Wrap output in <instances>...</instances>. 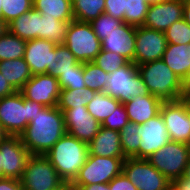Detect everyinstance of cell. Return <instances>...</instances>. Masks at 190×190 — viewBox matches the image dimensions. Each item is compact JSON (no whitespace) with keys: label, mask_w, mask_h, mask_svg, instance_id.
Segmentation results:
<instances>
[{"label":"cell","mask_w":190,"mask_h":190,"mask_svg":"<svg viewBox=\"0 0 190 190\" xmlns=\"http://www.w3.org/2000/svg\"><path fill=\"white\" fill-rule=\"evenodd\" d=\"M66 133L64 114L56 107H45L20 134L31 155H45Z\"/></svg>","instance_id":"6da1fadb"},{"label":"cell","mask_w":190,"mask_h":190,"mask_svg":"<svg viewBox=\"0 0 190 190\" xmlns=\"http://www.w3.org/2000/svg\"><path fill=\"white\" fill-rule=\"evenodd\" d=\"M45 156L69 186L87 161L89 156L88 144L66 132Z\"/></svg>","instance_id":"7a4b0ae2"},{"label":"cell","mask_w":190,"mask_h":190,"mask_svg":"<svg viewBox=\"0 0 190 190\" xmlns=\"http://www.w3.org/2000/svg\"><path fill=\"white\" fill-rule=\"evenodd\" d=\"M150 94L163 102L184 98L183 81L164 63L162 59L137 66Z\"/></svg>","instance_id":"3957f363"},{"label":"cell","mask_w":190,"mask_h":190,"mask_svg":"<svg viewBox=\"0 0 190 190\" xmlns=\"http://www.w3.org/2000/svg\"><path fill=\"white\" fill-rule=\"evenodd\" d=\"M24 190H69L45 155H30L20 179Z\"/></svg>","instance_id":"277c9868"},{"label":"cell","mask_w":190,"mask_h":190,"mask_svg":"<svg viewBox=\"0 0 190 190\" xmlns=\"http://www.w3.org/2000/svg\"><path fill=\"white\" fill-rule=\"evenodd\" d=\"M64 45L80 63L92 62L101 52V41L94 33L90 22H70Z\"/></svg>","instance_id":"5b68a950"},{"label":"cell","mask_w":190,"mask_h":190,"mask_svg":"<svg viewBox=\"0 0 190 190\" xmlns=\"http://www.w3.org/2000/svg\"><path fill=\"white\" fill-rule=\"evenodd\" d=\"M190 154V145L169 141L147 160L172 183L184 175Z\"/></svg>","instance_id":"8992f818"},{"label":"cell","mask_w":190,"mask_h":190,"mask_svg":"<svg viewBox=\"0 0 190 190\" xmlns=\"http://www.w3.org/2000/svg\"><path fill=\"white\" fill-rule=\"evenodd\" d=\"M105 92L121 103L139 95L150 94L143 78L138 73L137 66L132 62L109 74Z\"/></svg>","instance_id":"52a82bcc"},{"label":"cell","mask_w":190,"mask_h":190,"mask_svg":"<svg viewBox=\"0 0 190 190\" xmlns=\"http://www.w3.org/2000/svg\"><path fill=\"white\" fill-rule=\"evenodd\" d=\"M126 157H99L89 155L78 176L69 186L108 184L123 171Z\"/></svg>","instance_id":"ba28073f"},{"label":"cell","mask_w":190,"mask_h":190,"mask_svg":"<svg viewBox=\"0 0 190 190\" xmlns=\"http://www.w3.org/2000/svg\"><path fill=\"white\" fill-rule=\"evenodd\" d=\"M138 190H171L173 183L147 159L126 158L123 171Z\"/></svg>","instance_id":"9c48e42d"},{"label":"cell","mask_w":190,"mask_h":190,"mask_svg":"<svg viewBox=\"0 0 190 190\" xmlns=\"http://www.w3.org/2000/svg\"><path fill=\"white\" fill-rule=\"evenodd\" d=\"M0 124L9 135L20 136L27 127V98L20 91L0 99Z\"/></svg>","instance_id":"30bf717a"},{"label":"cell","mask_w":190,"mask_h":190,"mask_svg":"<svg viewBox=\"0 0 190 190\" xmlns=\"http://www.w3.org/2000/svg\"><path fill=\"white\" fill-rule=\"evenodd\" d=\"M170 140L190 145V123L187 116V101L163 102L160 109Z\"/></svg>","instance_id":"8fae6325"},{"label":"cell","mask_w":190,"mask_h":190,"mask_svg":"<svg viewBox=\"0 0 190 190\" xmlns=\"http://www.w3.org/2000/svg\"><path fill=\"white\" fill-rule=\"evenodd\" d=\"M135 40L134 64L136 66L162 59L167 47V40L163 31L138 26L136 27Z\"/></svg>","instance_id":"7c38bea8"},{"label":"cell","mask_w":190,"mask_h":190,"mask_svg":"<svg viewBox=\"0 0 190 190\" xmlns=\"http://www.w3.org/2000/svg\"><path fill=\"white\" fill-rule=\"evenodd\" d=\"M1 165L5 178L20 180L31 155L19 135H8L0 141Z\"/></svg>","instance_id":"4fadbf2b"},{"label":"cell","mask_w":190,"mask_h":190,"mask_svg":"<svg viewBox=\"0 0 190 190\" xmlns=\"http://www.w3.org/2000/svg\"><path fill=\"white\" fill-rule=\"evenodd\" d=\"M24 98L45 107H56L61 88L56 77L45 73L33 75L20 90Z\"/></svg>","instance_id":"5bb4252c"},{"label":"cell","mask_w":190,"mask_h":190,"mask_svg":"<svg viewBox=\"0 0 190 190\" xmlns=\"http://www.w3.org/2000/svg\"><path fill=\"white\" fill-rule=\"evenodd\" d=\"M137 132L141 140L139 159H147L170 141L167 128L160 113L144 124L138 125Z\"/></svg>","instance_id":"9a60e30c"},{"label":"cell","mask_w":190,"mask_h":190,"mask_svg":"<svg viewBox=\"0 0 190 190\" xmlns=\"http://www.w3.org/2000/svg\"><path fill=\"white\" fill-rule=\"evenodd\" d=\"M60 110L64 114L68 134L87 144L98 134L101 124L89 114L87 108Z\"/></svg>","instance_id":"2e32d148"},{"label":"cell","mask_w":190,"mask_h":190,"mask_svg":"<svg viewBox=\"0 0 190 190\" xmlns=\"http://www.w3.org/2000/svg\"><path fill=\"white\" fill-rule=\"evenodd\" d=\"M183 12L184 0L150 4L143 26L164 32L175 21L183 19Z\"/></svg>","instance_id":"e0dca14e"},{"label":"cell","mask_w":190,"mask_h":190,"mask_svg":"<svg viewBox=\"0 0 190 190\" xmlns=\"http://www.w3.org/2000/svg\"><path fill=\"white\" fill-rule=\"evenodd\" d=\"M136 27L123 23L115 28L107 37L101 41V49L123 56L129 62L134 63L136 47Z\"/></svg>","instance_id":"ac0fdd59"},{"label":"cell","mask_w":190,"mask_h":190,"mask_svg":"<svg viewBox=\"0 0 190 190\" xmlns=\"http://www.w3.org/2000/svg\"><path fill=\"white\" fill-rule=\"evenodd\" d=\"M56 44L46 39H33L26 42L24 60L32 75L51 72L52 50Z\"/></svg>","instance_id":"d6986e66"},{"label":"cell","mask_w":190,"mask_h":190,"mask_svg":"<svg viewBox=\"0 0 190 190\" xmlns=\"http://www.w3.org/2000/svg\"><path fill=\"white\" fill-rule=\"evenodd\" d=\"M163 101L153 94L139 95L123 103L129 122L137 125L144 124L160 113Z\"/></svg>","instance_id":"ffe728a7"},{"label":"cell","mask_w":190,"mask_h":190,"mask_svg":"<svg viewBox=\"0 0 190 190\" xmlns=\"http://www.w3.org/2000/svg\"><path fill=\"white\" fill-rule=\"evenodd\" d=\"M88 149L89 155L125 157L120 144V132L102 126L98 134L88 143Z\"/></svg>","instance_id":"44dd1931"},{"label":"cell","mask_w":190,"mask_h":190,"mask_svg":"<svg viewBox=\"0 0 190 190\" xmlns=\"http://www.w3.org/2000/svg\"><path fill=\"white\" fill-rule=\"evenodd\" d=\"M40 26L41 13L34 8L7 24L10 33L25 41L40 39Z\"/></svg>","instance_id":"7402d4cb"},{"label":"cell","mask_w":190,"mask_h":190,"mask_svg":"<svg viewBox=\"0 0 190 190\" xmlns=\"http://www.w3.org/2000/svg\"><path fill=\"white\" fill-rule=\"evenodd\" d=\"M162 60L184 82L190 72V43L167 44Z\"/></svg>","instance_id":"603a6c76"},{"label":"cell","mask_w":190,"mask_h":190,"mask_svg":"<svg viewBox=\"0 0 190 190\" xmlns=\"http://www.w3.org/2000/svg\"><path fill=\"white\" fill-rule=\"evenodd\" d=\"M0 73L16 91H20L33 76L24 58L1 61Z\"/></svg>","instance_id":"cb8c5ba5"},{"label":"cell","mask_w":190,"mask_h":190,"mask_svg":"<svg viewBox=\"0 0 190 190\" xmlns=\"http://www.w3.org/2000/svg\"><path fill=\"white\" fill-rule=\"evenodd\" d=\"M33 8L42 15L63 22L74 20L72 0H33Z\"/></svg>","instance_id":"d4e9b609"},{"label":"cell","mask_w":190,"mask_h":190,"mask_svg":"<svg viewBox=\"0 0 190 190\" xmlns=\"http://www.w3.org/2000/svg\"><path fill=\"white\" fill-rule=\"evenodd\" d=\"M120 104L118 99L106 92L96 91L93 100L87 105V110L101 124Z\"/></svg>","instance_id":"484cf974"},{"label":"cell","mask_w":190,"mask_h":190,"mask_svg":"<svg viewBox=\"0 0 190 190\" xmlns=\"http://www.w3.org/2000/svg\"><path fill=\"white\" fill-rule=\"evenodd\" d=\"M80 64L74 54L64 45L58 44L52 50L51 72L53 77L58 78L62 73L74 70Z\"/></svg>","instance_id":"4316f807"},{"label":"cell","mask_w":190,"mask_h":190,"mask_svg":"<svg viewBox=\"0 0 190 190\" xmlns=\"http://www.w3.org/2000/svg\"><path fill=\"white\" fill-rule=\"evenodd\" d=\"M96 91L89 88L82 89H62L59 95L57 107L59 109L87 108L93 100Z\"/></svg>","instance_id":"83f0119b"},{"label":"cell","mask_w":190,"mask_h":190,"mask_svg":"<svg viewBox=\"0 0 190 190\" xmlns=\"http://www.w3.org/2000/svg\"><path fill=\"white\" fill-rule=\"evenodd\" d=\"M70 22L59 21L41 14L40 39L54 44H64Z\"/></svg>","instance_id":"f1b7e54d"},{"label":"cell","mask_w":190,"mask_h":190,"mask_svg":"<svg viewBox=\"0 0 190 190\" xmlns=\"http://www.w3.org/2000/svg\"><path fill=\"white\" fill-rule=\"evenodd\" d=\"M75 20L91 22L105 12V0H72Z\"/></svg>","instance_id":"f546056e"},{"label":"cell","mask_w":190,"mask_h":190,"mask_svg":"<svg viewBox=\"0 0 190 190\" xmlns=\"http://www.w3.org/2000/svg\"><path fill=\"white\" fill-rule=\"evenodd\" d=\"M25 40L6 31L0 36V62L24 57L26 50Z\"/></svg>","instance_id":"4dcf8cb0"},{"label":"cell","mask_w":190,"mask_h":190,"mask_svg":"<svg viewBox=\"0 0 190 190\" xmlns=\"http://www.w3.org/2000/svg\"><path fill=\"white\" fill-rule=\"evenodd\" d=\"M137 129V124L129 122L120 131V144L126 158L139 159V145L141 140Z\"/></svg>","instance_id":"1f68e13d"},{"label":"cell","mask_w":190,"mask_h":190,"mask_svg":"<svg viewBox=\"0 0 190 190\" xmlns=\"http://www.w3.org/2000/svg\"><path fill=\"white\" fill-rule=\"evenodd\" d=\"M83 72L86 88L105 92L109 74L93 62L83 63Z\"/></svg>","instance_id":"d6a6232c"},{"label":"cell","mask_w":190,"mask_h":190,"mask_svg":"<svg viewBox=\"0 0 190 190\" xmlns=\"http://www.w3.org/2000/svg\"><path fill=\"white\" fill-rule=\"evenodd\" d=\"M149 5L146 0H126L124 22L135 27L143 26Z\"/></svg>","instance_id":"836d02e7"},{"label":"cell","mask_w":190,"mask_h":190,"mask_svg":"<svg viewBox=\"0 0 190 190\" xmlns=\"http://www.w3.org/2000/svg\"><path fill=\"white\" fill-rule=\"evenodd\" d=\"M2 20L8 24L33 8V0H3Z\"/></svg>","instance_id":"e575fe53"},{"label":"cell","mask_w":190,"mask_h":190,"mask_svg":"<svg viewBox=\"0 0 190 190\" xmlns=\"http://www.w3.org/2000/svg\"><path fill=\"white\" fill-rule=\"evenodd\" d=\"M92 62L99 66L107 74H111L129 63V61L123 56L102 49Z\"/></svg>","instance_id":"d590c367"},{"label":"cell","mask_w":190,"mask_h":190,"mask_svg":"<svg viewBox=\"0 0 190 190\" xmlns=\"http://www.w3.org/2000/svg\"><path fill=\"white\" fill-rule=\"evenodd\" d=\"M164 33L167 44L184 45L190 43V26L184 19L175 21Z\"/></svg>","instance_id":"8d00e7d4"},{"label":"cell","mask_w":190,"mask_h":190,"mask_svg":"<svg viewBox=\"0 0 190 190\" xmlns=\"http://www.w3.org/2000/svg\"><path fill=\"white\" fill-rule=\"evenodd\" d=\"M124 22L118 20L110 15L102 13L96 19H93L90 24L94 33L102 41L107 37V34L111 33L115 28L121 26Z\"/></svg>","instance_id":"74e56055"},{"label":"cell","mask_w":190,"mask_h":190,"mask_svg":"<svg viewBox=\"0 0 190 190\" xmlns=\"http://www.w3.org/2000/svg\"><path fill=\"white\" fill-rule=\"evenodd\" d=\"M83 63L76 66L74 70L62 73L58 78V82L62 89H82L85 88V81L83 76Z\"/></svg>","instance_id":"f35d334b"},{"label":"cell","mask_w":190,"mask_h":190,"mask_svg":"<svg viewBox=\"0 0 190 190\" xmlns=\"http://www.w3.org/2000/svg\"><path fill=\"white\" fill-rule=\"evenodd\" d=\"M128 123H129L128 115L126 113L123 103H121L112 113V115L107 117L101 123V126L120 132Z\"/></svg>","instance_id":"ab89813d"},{"label":"cell","mask_w":190,"mask_h":190,"mask_svg":"<svg viewBox=\"0 0 190 190\" xmlns=\"http://www.w3.org/2000/svg\"><path fill=\"white\" fill-rule=\"evenodd\" d=\"M126 0H105V14L124 22Z\"/></svg>","instance_id":"60d3db41"},{"label":"cell","mask_w":190,"mask_h":190,"mask_svg":"<svg viewBox=\"0 0 190 190\" xmlns=\"http://www.w3.org/2000/svg\"><path fill=\"white\" fill-rule=\"evenodd\" d=\"M110 190H138L122 172L108 183Z\"/></svg>","instance_id":"b9f144b4"},{"label":"cell","mask_w":190,"mask_h":190,"mask_svg":"<svg viewBox=\"0 0 190 190\" xmlns=\"http://www.w3.org/2000/svg\"><path fill=\"white\" fill-rule=\"evenodd\" d=\"M0 190H24L21 181L14 178L0 179Z\"/></svg>","instance_id":"7bdbcfd3"},{"label":"cell","mask_w":190,"mask_h":190,"mask_svg":"<svg viewBox=\"0 0 190 190\" xmlns=\"http://www.w3.org/2000/svg\"><path fill=\"white\" fill-rule=\"evenodd\" d=\"M27 106H28V124H29L32 120H34V117L45 108V106L29 99H27Z\"/></svg>","instance_id":"ee69618b"},{"label":"cell","mask_w":190,"mask_h":190,"mask_svg":"<svg viewBox=\"0 0 190 190\" xmlns=\"http://www.w3.org/2000/svg\"><path fill=\"white\" fill-rule=\"evenodd\" d=\"M16 90L9 84L8 81L0 73V99L13 94Z\"/></svg>","instance_id":"f6af8a7d"},{"label":"cell","mask_w":190,"mask_h":190,"mask_svg":"<svg viewBox=\"0 0 190 190\" xmlns=\"http://www.w3.org/2000/svg\"><path fill=\"white\" fill-rule=\"evenodd\" d=\"M69 190H110L108 184H92L82 186H69Z\"/></svg>","instance_id":"bcb514c9"},{"label":"cell","mask_w":190,"mask_h":190,"mask_svg":"<svg viewBox=\"0 0 190 190\" xmlns=\"http://www.w3.org/2000/svg\"><path fill=\"white\" fill-rule=\"evenodd\" d=\"M172 189L174 190H190V180L185 179L183 176L177 179L173 185Z\"/></svg>","instance_id":"7dc6e473"},{"label":"cell","mask_w":190,"mask_h":190,"mask_svg":"<svg viewBox=\"0 0 190 190\" xmlns=\"http://www.w3.org/2000/svg\"><path fill=\"white\" fill-rule=\"evenodd\" d=\"M183 19L190 26V0H184Z\"/></svg>","instance_id":"c3c4849f"},{"label":"cell","mask_w":190,"mask_h":190,"mask_svg":"<svg viewBox=\"0 0 190 190\" xmlns=\"http://www.w3.org/2000/svg\"><path fill=\"white\" fill-rule=\"evenodd\" d=\"M184 86V99L190 103V84H183Z\"/></svg>","instance_id":"681fc988"},{"label":"cell","mask_w":190,"mask_h":190,"mask_svg":"<svg viewBox=\"0 0 190 190\" xmlns=\"http://www.w3.org/2000/svg\"><path fill=\"white\" fill-rule=\"evenodd\" d=\"M183 177H184L185 179L190 180V154H189L188 163H187V166H186V168H185Z\"/></svg>","instance_id":"f907efd6"},{"label":"cell","mask_w":190,"mask_h":190,"mask_svg":"<svg viewBox=\"0 0 190 190\" xmlns=\"http://www.w3.org/2000/svg\"><path fill=\"white\" fill-rule=\"evenodd\" d=\"M6 31H8L7 24L0 19V36L3 35Z\"/></svg>","instance_id":"816d5d0a"},{"label":"cell","mask_w":190,"mask_h":190,"mask_svg":"<svg viewBox=\"0 0 190 190\" xmlns=\"http://www.w3.org/2000/svg\"><path fill=\"white\" fill-rule=\"evenodd\" d=\"M9 134L5 131L4 127L0 124V141L5 139Z\"/></svg>","instance_id":"f5cc1de1"},{"label":"cell","mask_w":190,"mask_h":190,"mask_svg":"<svg viewBox=\"0 0 190 190\" xmlns=\"http://www.w3.org/2000/svg\"><path fill=\"white\" fill-rule=\"evenodd\" d=\"M149 4L167 2L171 0H146Z\"/></svg>","instance_id":"db71d44e"},{"label":"cell","mask_w":190,"mask_h":190,"mask_svg":"<svg viewBox=\"0 0 190 190\" xmlns=\"http://www.w3.org/2000/svg\"><path fill=\"white\" fill-rule=\"evenodd\" d=\"M4 173H3V170H2V165H1V151H0V179H4Z\"/></svg>","instance_id":"11a10c76"},{"label":"cell","mask_w":190,"mask_h":190,"mask_svg":"<svg viewBox=\"0 0 190 190\" xmlns=\"http://www.w3.org/2000/svg\"><path fill=\"white\" fill-rule=\"evenodd\" d=\"M187 116H188V121L190 123V103L187 102Z\"/></svg>","instance_id":"9f6ffc18"},{"label":"cell","mask_w":190,"mask_h":190,"mask_svg":"<svg viewBox=\"0 0 190 190\" xmlns=\"http://www.w3.org/2000/svg\"><path fill=\"white\" fill-rule=\"evenodd\" d=\"M183 84H190V72L188 76L186 77L185 81L183 82Z\"/></svg>","instance_id":"6f0895ef"},{"label":"cell","mask_w":190,"mask_h":190,"mask_svg":"<svg viewBox=\"0 0 190 190\" xmlns=\"http://www.w3.org/2000/svg\"><path fill=\"white\" fill-rule=\"evenodd\" d=\"M2 2L3 0H0V19H2Z\"/></svg>","instance_id":"680465c9"}]
</instances>
